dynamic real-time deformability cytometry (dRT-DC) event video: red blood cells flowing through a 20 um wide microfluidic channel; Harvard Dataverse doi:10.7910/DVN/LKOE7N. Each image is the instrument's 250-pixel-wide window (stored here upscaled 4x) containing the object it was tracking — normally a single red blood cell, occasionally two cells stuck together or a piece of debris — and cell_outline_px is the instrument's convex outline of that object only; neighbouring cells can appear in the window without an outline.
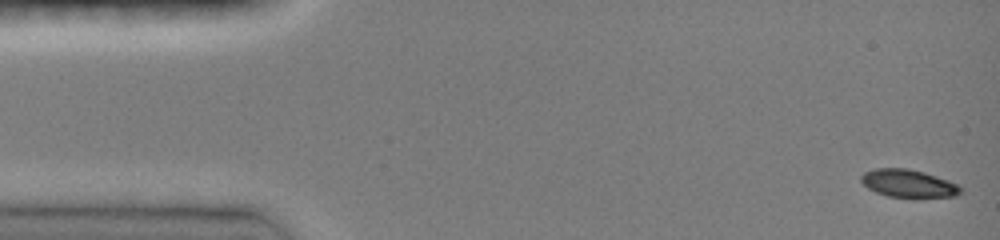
{"species": "common noctule bat (a hibernating species)", "species_latin": "Nyctalus noctula", "temperature_condition": "room temperature", "stored_images_in_passage": 46, "camera_frame_rate_fps": 3000, "um_per_image_px": 0.085, "animal": {"sex": "female", "body_mass_g": 19.0, "forearm_length_mm": 51.5}, "frame": {"image": 1, "passage_image": 1, "time_ms": 0.0, "image_size_px": [1000, 240], "cell_outline_px": [[964, 192], [956, 196], [888, 196], [876, 192], [868, 188], [860, 180], [860, 176], [864, 172], [876, 168], [908, 168], [924, 172], [948, 180], [956, 184]], "centroid_in_image_um": [77.19, 15.57], "position_along_channel_um": 7.8, "area_um2": 15.78}}
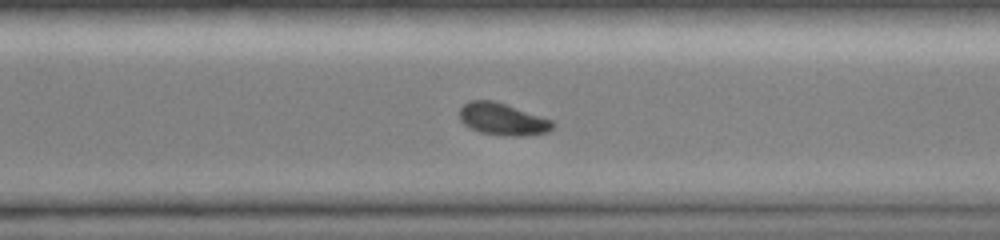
{"frame": {"image": 2, "passage_image": 33, "time_ms": 10.667, "image_size_px": [1000, 240], "cell_outline_px": [[556, 124], [548, 132], [520, 136], [508, 136], [480, 132], [464, 124], [460, 120], [460, 108], [468, 100], [492, 100], [552, 120]], "centroid_in_image_um": [42.71, 10.13], "position_along_channel_um": 327.9, "area_um2": 17.17}}
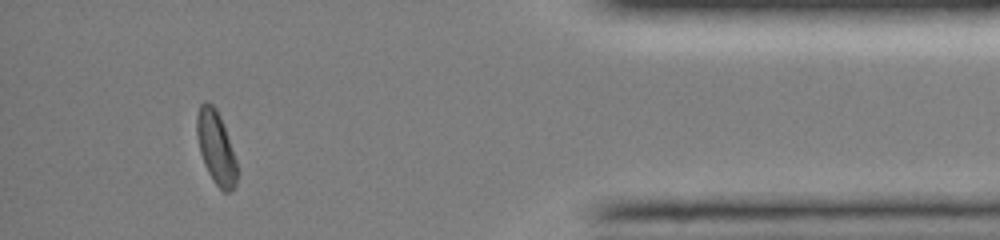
{"frame": {"image": 3, "passage_image": 42, "time_ms": 13.667, "image_size_px": [1000, 240], "cell_outline_px": [[236, 184], [228, 192], [224, 192], [212, 180], [204, 164], [200, 152], [196, 132], [196, 116], [200, 104], [204, 100], [212, 104], [216, 108], [220, 116], [236, 160]], "centroid_in_image_um": [18.32, 12.51], "position_along_channel_um": 416.9, "area_um2": 16.88}, "authors_computed_cell_mechanics": {"area_um2": 17.2822, "velocity_mm_per_s": 4.1198, "shape_relaxation_time_tau1_ms": 2.398, "shape_relaxation_time_tau2_ms": null, "deformation_change_tau1": 0.1275, "deformation_change_tau2": null}}